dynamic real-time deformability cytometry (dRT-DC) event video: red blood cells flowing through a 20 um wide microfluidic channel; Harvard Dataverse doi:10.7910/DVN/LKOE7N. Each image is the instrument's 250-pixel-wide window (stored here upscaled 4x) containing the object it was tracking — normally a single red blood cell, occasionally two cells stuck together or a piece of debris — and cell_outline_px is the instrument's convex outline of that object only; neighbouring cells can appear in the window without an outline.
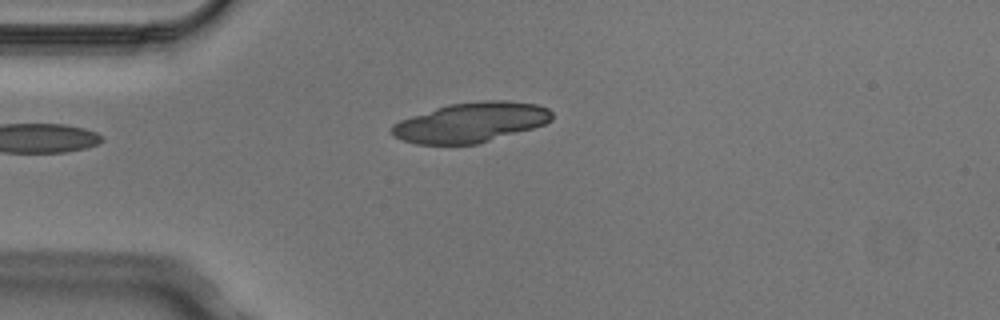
{"species": "Egyptian fruit bat (a non-hibernating species)", "species_latin": "Rousettus aegyptiacus", "temperature_condition": "cold", "stored_images_in_passage": 4, "camera_frame_rate_fps": 3000, "um_per_image_px": 0.085, "animal": {"sex": "male"}, "frame": {"image": 1, "passage_image": 4, "time_ms": 1.0, "image_size_px": [1000, 320], "cell_outline_px": [[552, 120], [544, 124], [532, 128], [476, 144], [416, 144], [404, 140], [396, 136], [392, 132], [392, 124], [400, 120], [448, 104], [484, 100], [504, 100], [536, 104], [548, 108], [552, 112]], "centroid_in_image_um": [40.04, 10.39], "position_along_channel_um": 45.0, "area_um2": 36.76}}